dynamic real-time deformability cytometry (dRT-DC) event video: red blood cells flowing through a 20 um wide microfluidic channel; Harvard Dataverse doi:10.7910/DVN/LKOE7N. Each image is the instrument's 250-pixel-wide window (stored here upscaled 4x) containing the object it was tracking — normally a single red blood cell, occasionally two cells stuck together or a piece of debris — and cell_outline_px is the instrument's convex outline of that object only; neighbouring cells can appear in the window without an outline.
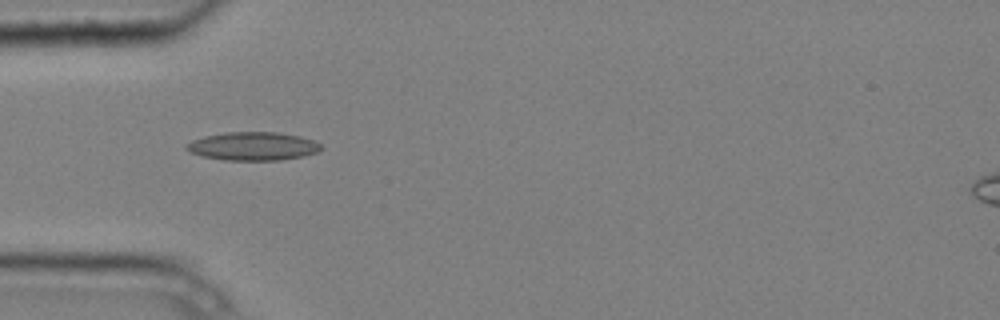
{"species": "common noctule bat (a hibernating species)", "species_latin": "Nyctalus noctula", "temperature_condition": "cold", "stored_images_in_passage": 6, "camera_frame_rate_fps": 3000, "um_per_image_px": 0.085, "animal": {"sex": "male", "body_mass_g": 20.4}, "frame": {"image": 1, "passage_image": 5, "time_ms": 1.333, "image_size_px": [1000, 320], "cell_outline_px": [[324, 148], [316, 152], [304, 156], [280, 160], [224, 160], [204, 156], [192, 152], [184, 148], [184, 144], [192, 140], [204, 136], [224, 132], [276, 132], [300, 136], [312, 140], [320, 144]], "centroid_in_image_um": [21.49, 12.42], "position_along_channel_um": 63.5, "area_um2": 22.25}}
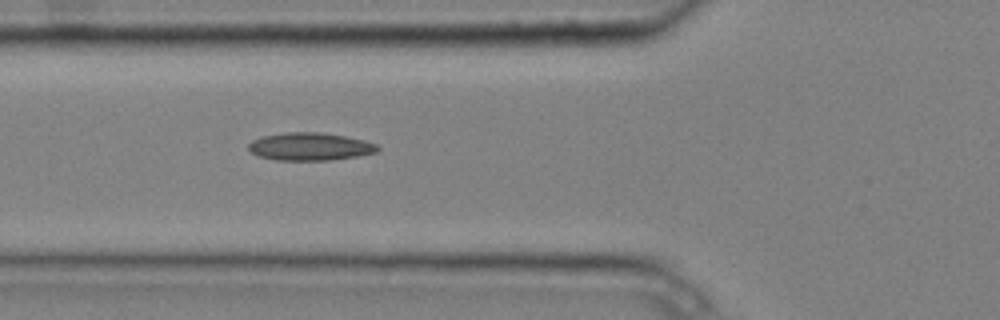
{"frame": {"image": 2, "passage_image": 6, "time_ms": 1.667, "image_size_px": [1000, 320], "cell_outline_px": [[380, 148], [376, 152], [356, 156], [328, 160], [276, 160], [260, 156], [252, 152], [248, 148], [248, 144], [252, 140], [264, 136], [284, 132], [320, 132], [344, 136], [364, 140], [376, 144]], "centroid_in_image_um": [26.34, 12.45], "position_along_channel_um": 99.5, "area_um2": 20.69}}